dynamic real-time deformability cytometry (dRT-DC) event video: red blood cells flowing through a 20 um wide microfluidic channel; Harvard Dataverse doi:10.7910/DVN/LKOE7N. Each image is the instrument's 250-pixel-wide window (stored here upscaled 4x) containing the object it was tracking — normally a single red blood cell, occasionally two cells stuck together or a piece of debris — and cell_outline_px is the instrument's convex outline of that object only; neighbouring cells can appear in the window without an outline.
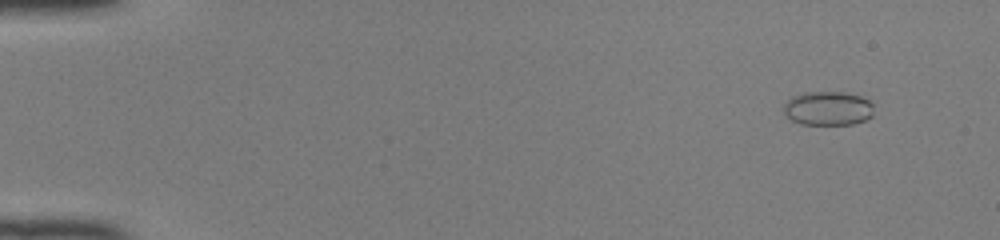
{"species": "common noctule bat (a hibernating species)", "species_latin": "Nyctalus noctula", "temperature_condition": "room temperature", "stored_images_in_passage": 51, "camera_frame_rate_fps": 3000, "um_per_image_px": 0.085, "animal": {"sex": "female", "body_mass_g": 22.0, "forearm_length_mm": 56.7}, "frame": {"image": 1, "passage_image": 5, "time_ms": 1.333, "image_size_px": [1000, 240], "cell_outline_px": [[872, 116], [864, 120], [852, 124], [800, 124], [792, 120], [784, 112], [784, 104], [792, 96], [804, 92], [844, 92], [860, 96], [868, 100], [872, 104]], "centroid_in_image_um": [70.36, 9.2], "position_along_channel_um": 14.6, "area_um2": 17.74}}
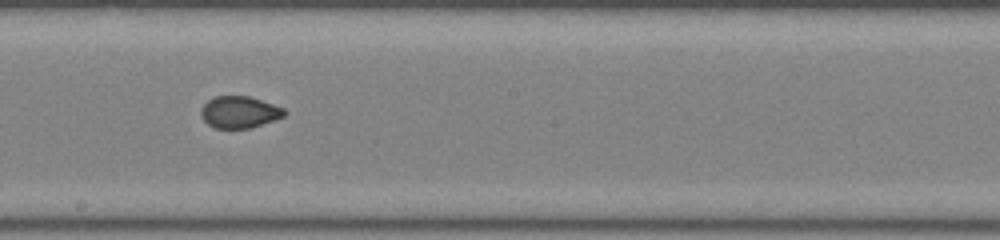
{"frame": {"image": 2, "passage_image": 30, "time_ms": 9.667, "image_size_px": [1000, 240], "cell_outline_px": [[288, 112], [284, 116], [248, 128], [216, 128], [208, 124], [200, 116], [200, 108], [208, 100], [216, 96], [248, 96], [284, 108]], "centroid_in_image_um": [20.32, 9.52], "position_along_channel_um": 227.9, "area_um2": 15.26}}
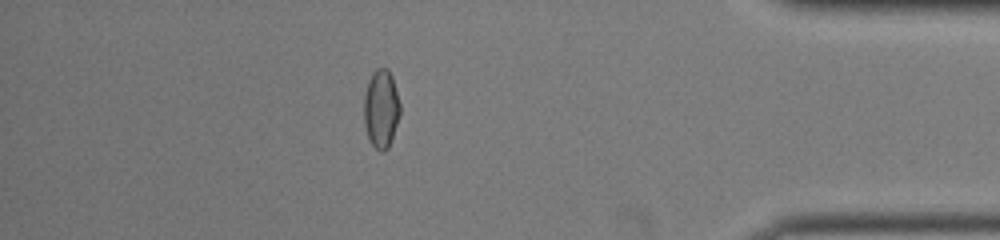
{"frame": {"image": 3, "passage_image": 45, "time_ms": 14.667, "image_size_px": [1000, 240], "cell_outline_px": [[400, 112], [388, 148], [384, 152], [380, 152], [372, 144], [368, 136], [364, 124], [364, 96], [368, 80], [372, 72], [376, 68], [388, 68], [392, 76], [400, 104]], "centroid_in_image_um": [32.38, 9.21], "position_along_channel_um": 402.8, "area_um2": 16.42}}